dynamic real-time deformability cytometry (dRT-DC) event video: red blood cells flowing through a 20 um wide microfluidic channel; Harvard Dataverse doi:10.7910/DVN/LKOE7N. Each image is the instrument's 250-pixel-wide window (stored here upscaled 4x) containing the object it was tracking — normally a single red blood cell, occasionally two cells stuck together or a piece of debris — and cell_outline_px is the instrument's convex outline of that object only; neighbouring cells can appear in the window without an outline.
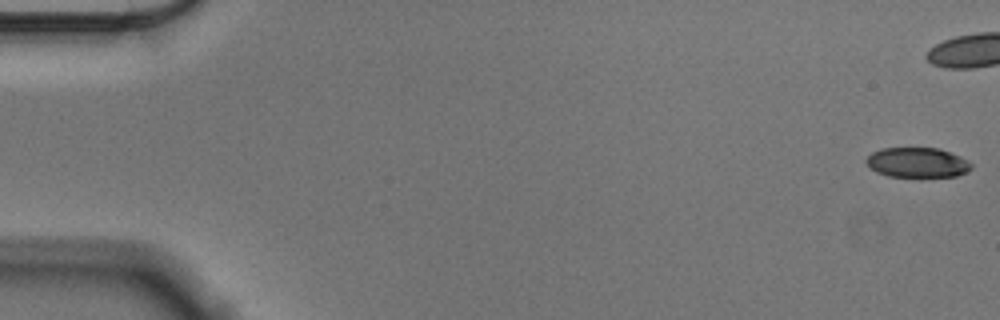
{"species": "Egyptian fruit bat (a non-hibernating species)", "species_latin": "Rousettus aegyptiacus", "temperature_condition": "cold", "stored_images_in_passage": 46, "camera_frame_rate_fps": 3000, "um_per_image_px": 0.085, "animal": {"sex": "male"}, "frame": {"image": 1, "passage_image": 1, "time_ms": 0.0, "image_size_px": [1000, 320], "cell_outline_px": [[972, 168], [956, 176], [888, 176], [876, 172], [864, 160], [872, 152], [880, 148], [940, 148], [960, 156], [968, 160], [972, 164]], "centroid_in_image_um": [77.97, 13.8], "position_along_channel_um": 7.0, "area_um2": 18.21}}
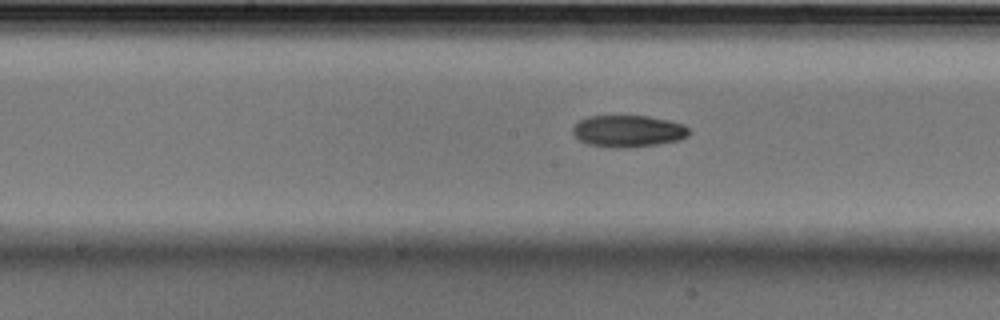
{"frame": {"image": 2, "passage_image": 29, "time_ms": 9.333, "image_size_px": [1000, 320], "cell_outline_px": [[688, 136], [680, 140], [656, 144], [628, 148], [612, 148], [588, 144], [580, 140], [572, 132], [572, 128], [580, 120], [588, 116], [648, 116], [668, 120], [684, 124], [688, 128]], "centroid_in_image_um": [53.39, 11.15], "position_along_channel_um": 194.8, "area_um2": 21.56}}
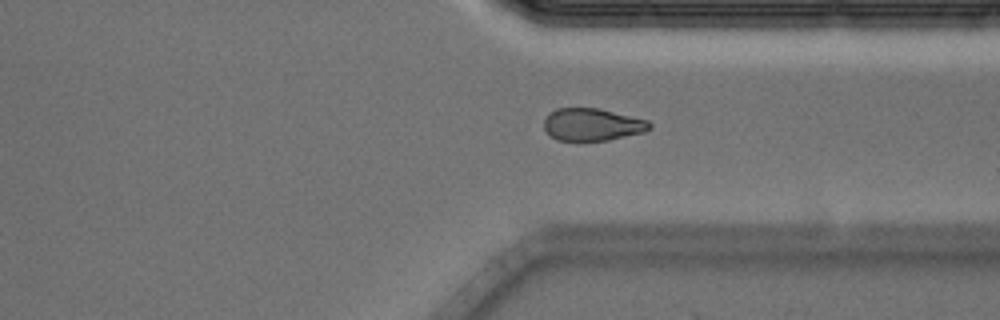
{"frame": {"image": 3, "passage_image": 43, "time_ms": 14.0, "image_size_px": [1000, 320], "cell_outline_px": [[652, 128], [644, 132], [608, 140], [556, 140], [544, 128], [544, 120], [548, 112], [556, 108], [600, 108], [648, 120], [652, 124]], "centroid_in_image_um": [50.35, 10.57], "position_along_channel_um": 361.0, "area_um2": 20.0}}